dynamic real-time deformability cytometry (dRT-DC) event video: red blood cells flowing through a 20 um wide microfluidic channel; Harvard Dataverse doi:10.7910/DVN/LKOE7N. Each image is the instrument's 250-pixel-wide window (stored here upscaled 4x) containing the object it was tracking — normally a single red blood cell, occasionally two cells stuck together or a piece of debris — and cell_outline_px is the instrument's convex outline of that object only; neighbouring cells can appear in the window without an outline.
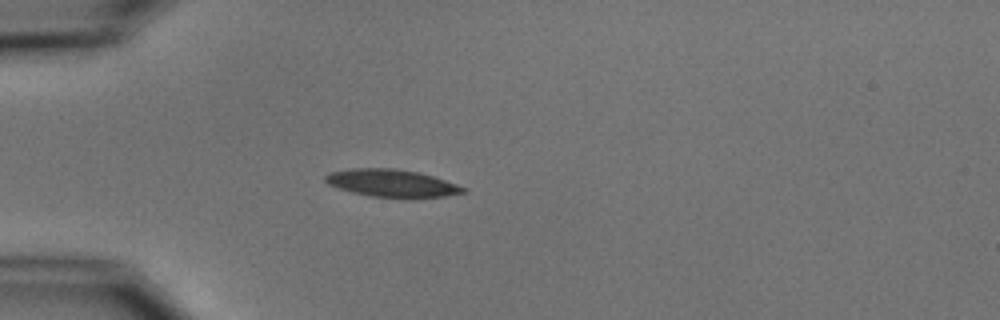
{"species": "common noctule bat (a hibernating species)", "species_latin": "Nyctalus noctula", "temperature_condition": "cold", "stored_images_in_passage": 4, "camera_frame_rate_fps": 3000, "um_per_image_px": 0.085, "animal": {"sex": "male", "body_mass_g": 15.6}, "frame": {"image": 1, "passage_image": 4, "time_ms": 3.667, "image_size_px": [1000, 320], "cell_outline_px": [[468, 192], [444, 196], [372, 196], [352, 192], [328, 184], [324, 180], [324, 176], [328, 172], [352, 168], [396, 168], [416, 172], [432, 176], [468, 188]], "centroid_in_image_um": [33.27, 15.54], "position_along_channel_um": 51.7, "area_um2": 21.56}}